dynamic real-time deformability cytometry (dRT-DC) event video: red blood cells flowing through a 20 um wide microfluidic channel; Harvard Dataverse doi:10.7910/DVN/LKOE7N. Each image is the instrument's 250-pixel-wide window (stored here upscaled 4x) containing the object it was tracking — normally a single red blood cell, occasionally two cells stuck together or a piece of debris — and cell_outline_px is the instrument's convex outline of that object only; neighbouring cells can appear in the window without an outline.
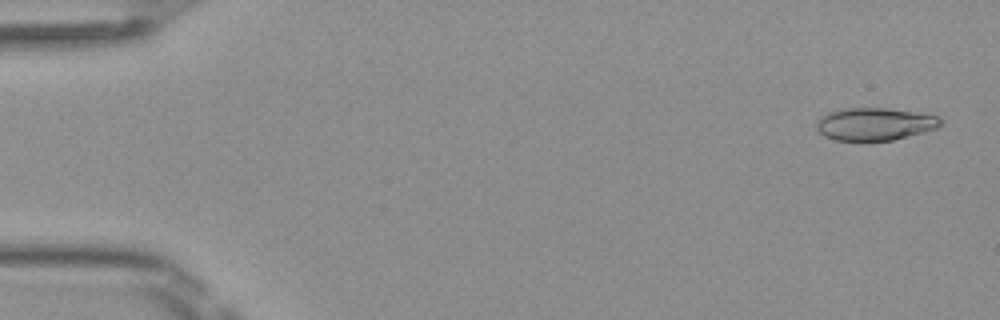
{"species": "Egyptian fruit bat (a non-hibernating species)", "species_latin": "Rousettus aegyptiacus", "temperature_condition": "room temperature", "stored_images_in_passage": 49, "camera_frame_rate_fps": 3000, "um_per_image_px": 0.085, "frame": {"image": 1, "passage_image": 2, "time_ms": 0.333, "image_size_px": [1000, 320], "cell_outline_px": [[940, 128], [892, 140], [836, 140], [824, 136], [816, 128], [816, 120], [820, 116], [828, 112], [844, 108], [888, 108], [936, 116], [940, 120]], "centroid_in_image_um": [74.31, 10.54], "position_along_channel_um": 10.7, "area_um2": 23.41}}
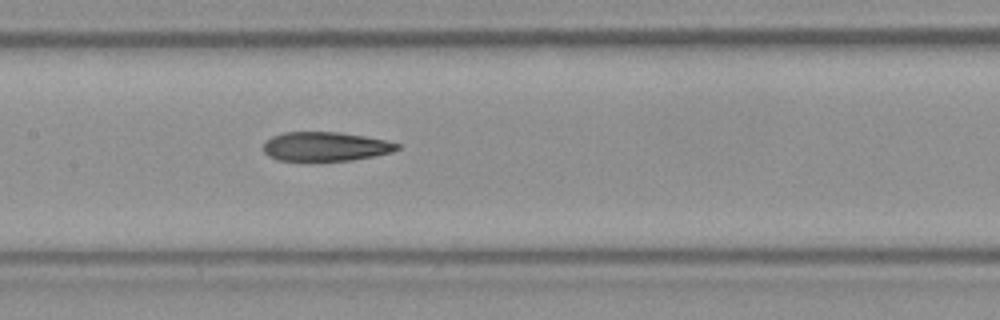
{"frame": {"image": 2, "passage_image": 24, "time_ms": 7.667, "image_size_px": [1000, 320], "cell_outline_px": [[400, 148], [392, 152], [376, 156], [352, 160], [312, 164], [276, 160], [268, 156], [264, 152], [264, 140], [272, 136], [284, 132], [340, 132], [364, 136], [384, 140], [400, 144]], "centroid_in_image_um": [27.61, 12.5], "position_along_channel_um": 179.8, "area_um2": 23.81}}
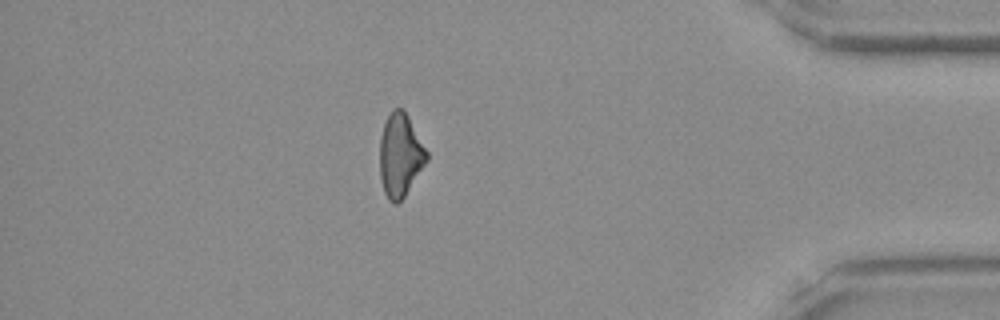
{"frame": {"image": 3, "passage_image": 43, "time_ms": 14.0, "image_size_px": [1000, 320], "cell_outline_px": [[428, 160], [404, 196], [396, 204], [392, 204], [388, 200], [384, 192], [380, 180], [380, 136], [384, 124], [392, 108], [404, 108], [428, 152]], "centroid_in_image_um": [34.01, 13.18], "position_along_channel_um": 401.2, "area_um2": 22.83}, "authors_computed_cell_mechanics": {"area_um2": 23.7558, "velocity_mm_per_s": 4.1143, "shape_relaxation_time_tau1_ms": null, "shape_relaxation_time_tau2_ms": 4.8819, "deformation_change_tau1": null, "deformation_change_tau2": 0.1521}}